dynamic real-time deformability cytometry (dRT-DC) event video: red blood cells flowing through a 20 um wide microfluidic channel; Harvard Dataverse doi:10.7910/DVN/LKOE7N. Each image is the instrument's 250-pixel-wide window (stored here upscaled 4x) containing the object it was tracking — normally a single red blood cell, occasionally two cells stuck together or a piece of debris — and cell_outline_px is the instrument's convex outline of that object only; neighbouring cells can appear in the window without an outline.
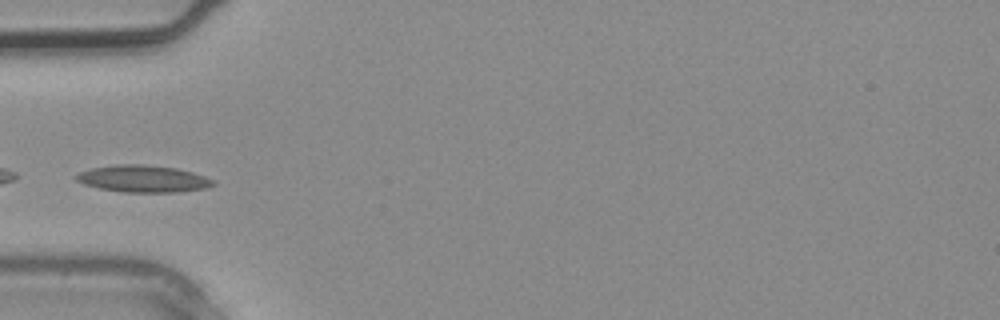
{"species": "common noctule bat (a hibernating species)", "species_latin": "Nyctalus noctula", "temperature_condition": "warm", "stored_images_in_passage": 2, "camera_frame_rate_fps": 3000, "um_per_image_px": 0.085, "animal": {"sex": "male", "body_mass_g": 20.4}, "frame": {"image": 1, "passage_image": 2, "time_ms": 0.333, "image_size_px": [1000, 320], "cell_outline_px": [[216, 184], [208, 188], [176, 192], [124, 192], [100, 188], [84, 184], [76, 180], [72, 176], [80, 172], [92, 168], [116, 164], [144, 164], [176, 168], [192, 172], [204, 176], [212, 180]], "centroid_in_image_um": [12.15, 15.19], "position_along_channel_um": 72.8, "area_um2": 21.5}}